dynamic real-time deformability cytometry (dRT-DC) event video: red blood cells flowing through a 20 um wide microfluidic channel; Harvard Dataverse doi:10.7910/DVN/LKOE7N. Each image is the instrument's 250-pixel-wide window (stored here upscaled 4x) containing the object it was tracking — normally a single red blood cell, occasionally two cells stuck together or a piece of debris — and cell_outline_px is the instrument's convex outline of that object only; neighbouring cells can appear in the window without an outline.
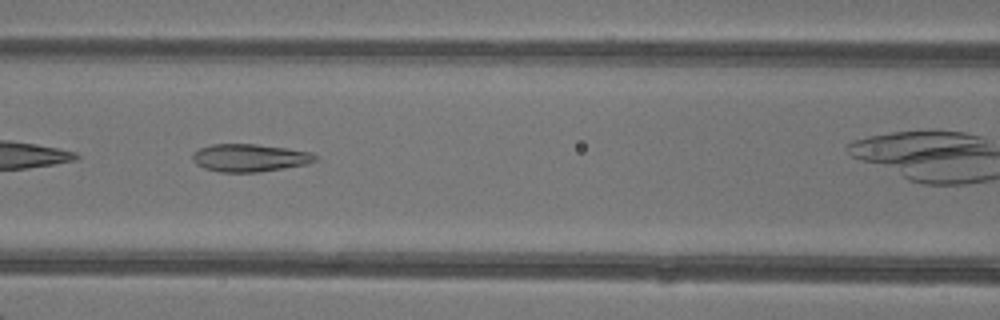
{"species": "common noctule bat (a hibernating species)", "species_latin": "Nyctalus noctula", "temperature_condition": "warm", "stored_images_in_passage": 7, "camera_frame_rate_fps": 3000, "um_per_image_px": 0.085, "animal": {"sex": "female"}, "frame": {"image": 1, "passage_image": 6, "time_ms": 5.667, "image_size_px": [1000, 320], "cell_outline_px": [[320, 156], [316, 160], [304, 164], [260, 172], [220, 172], [204, 168], [196, 164], [192, 160], [192, 156], [200, 148], [212, 144], [256, 144], [288, 148], [308, 152]], "centroid_in_image_um": [21.21, 13.41], "position_along_channel_um": 145.4, "area_um2": 19.65}}